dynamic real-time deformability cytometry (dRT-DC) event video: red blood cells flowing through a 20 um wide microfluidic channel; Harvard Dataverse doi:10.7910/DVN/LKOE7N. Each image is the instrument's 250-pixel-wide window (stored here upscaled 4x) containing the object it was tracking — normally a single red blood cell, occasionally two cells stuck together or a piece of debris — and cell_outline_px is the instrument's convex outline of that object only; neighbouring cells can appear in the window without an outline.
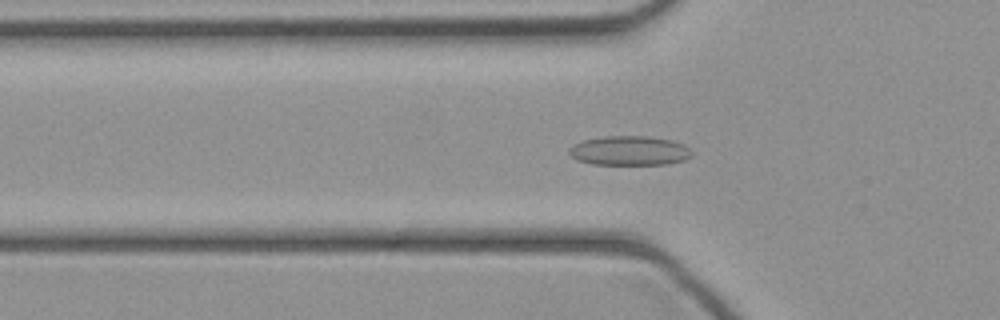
{"species": "common noctule bat (a hibernating species)", "species_latin": "Nyctalus noctula", "temperature_condition": "cold", "stored_images_in_passage": 45, "camera_frame_rate_fps": 3000, "um_per_image_px": 0.085, "animal": {"sex": "female", "body_mass_g": 21.9}, "frame": {"image": 1, "passage_image": 15, "time_ms": 4.667, "image_size_px": [1000, 320], "cell_outline_px": [[692, 156], [684, 160], [668, 164], [592, 164], [576, 160], [568, 152], [568, 148], [572, 144], [584, 140], [604, 136], [652, 136], [672, 140], [684, 144], [692, 152]], "centroid_in_image_um": [53.5, 12.8], "position_along_channel_um": 72.3, "area_um2": 21.21}}
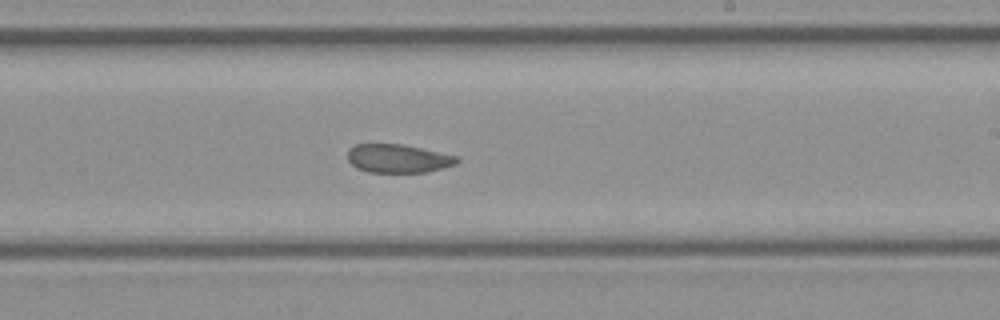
{"frame": {"image": 2, "passage_image": 27, "time_ms": 8.667, "image_size_px": [1000, 320], "cell_outline_px": [[460, 160], [456, 164], [428, 172], [368, 172], [356, 168], [348, 160], [348, 148], [356, 144], [404, 144], [460, 156]], "centroid_in_image_um": [33.87, 13.46], "position_along_channel_um": 255.1, "area_um2": 18.38}}
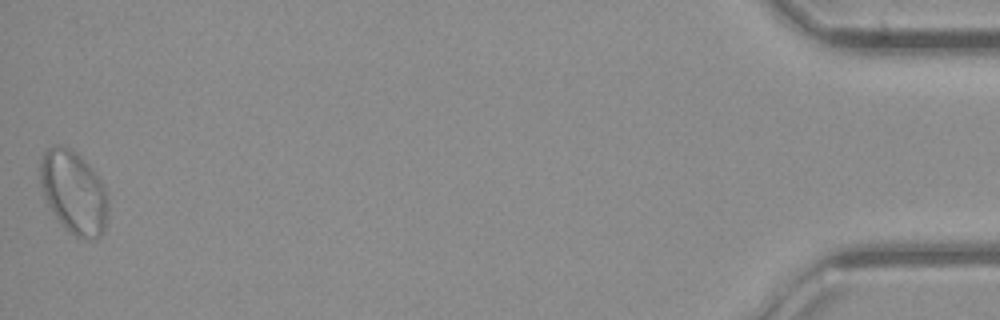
{"frame": {"image": 3, "passage_image": 45, "time_ms": 14.667, "image_size_px": [1000, 320], "cell_outline_px": [[108, 212], [104, 228], [100, 236], [96, 240], [84, 240], [76, 236], [64, 228], [48, 204], [44, 196], [40, 184], [40, 160], [44, 152], [48, 148], [56, 144], [60, 144], [72, 148], [92, 168], [100, 180], [104, 188], [108, 208]], "centroid_in_image_um": [6.25, 16.33], "position_along_channel_um": 428.9, "area_um2": 32.83}}